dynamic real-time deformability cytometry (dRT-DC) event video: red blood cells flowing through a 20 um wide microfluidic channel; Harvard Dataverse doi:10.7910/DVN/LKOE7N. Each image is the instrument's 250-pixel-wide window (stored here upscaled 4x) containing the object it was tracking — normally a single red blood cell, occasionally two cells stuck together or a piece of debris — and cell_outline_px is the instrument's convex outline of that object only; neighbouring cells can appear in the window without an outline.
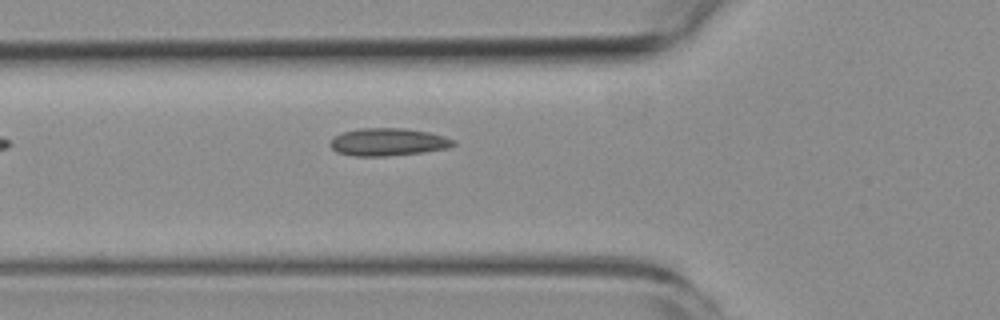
{"species": "common noctule bat (a hibernating species)", "species_latin": "Nyctalus noctula", "temperature_condition": "room temperature", "stored_images_in_passage": 5, "camera_frame_rate_fps": 3000, "um_per_image_px": 0.085, "animal": {"sex": "female", "body_mass_g": 19.3, "forearm_length_mm": 54.1}, "frame": {"image": 1, "passage_image": 5, "time_ms": 5.0, "image_size_px": [1000, 320], "cell_outline_px": [[456, 144], [448, 148], [424, 152], [388, 156], [352, 156], [336, 152], [328, 144], [336, 136], [344, 132], [360, 128], [404, 128], [428, 132], [444, 136], [456, 140]], "centroid_in_image_um": [33.0, 12.08], "position_along_channel_um": 92.8, "area_um2": 19.88}}